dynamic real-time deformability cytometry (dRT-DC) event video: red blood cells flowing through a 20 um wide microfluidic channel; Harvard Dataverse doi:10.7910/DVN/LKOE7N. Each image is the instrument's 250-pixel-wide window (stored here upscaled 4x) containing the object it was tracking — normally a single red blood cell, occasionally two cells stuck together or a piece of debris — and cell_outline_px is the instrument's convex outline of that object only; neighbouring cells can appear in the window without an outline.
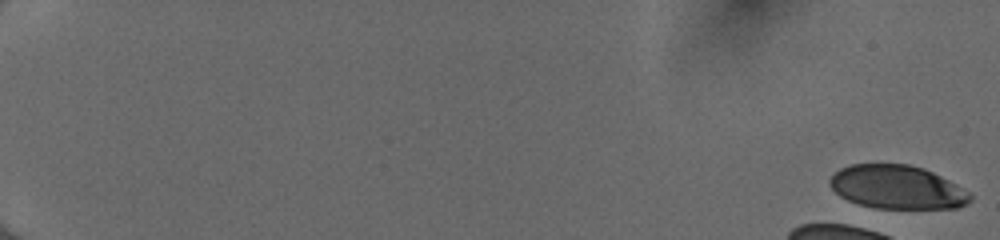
{"species": "human", "species_latin": "Homo sapiens", "temperature_condition": "cold", "stored_images_in_passage": 5, "camera_frame_rate_fps": 3000, "um_per_image_px": 0.085, "donor": {"sex": "female"}, "frame": {"image": 1, "passage_image": 1, "time_ms": 0.0, "image_size_px": [1000, 240], "cell_outline_px": [[972, 200], [968, 204], [956, 208], [872, 208], [848, 200], [840, 196], [828, 184], [828, 180], [840, 168], [852, 164], [908, 164], [924, 168], [964, 188], [972, 196]], "centroid_in_image_um": [76.26, 15.91], "position_along_channel_um": 8.7, "area_um2": 35.66}}